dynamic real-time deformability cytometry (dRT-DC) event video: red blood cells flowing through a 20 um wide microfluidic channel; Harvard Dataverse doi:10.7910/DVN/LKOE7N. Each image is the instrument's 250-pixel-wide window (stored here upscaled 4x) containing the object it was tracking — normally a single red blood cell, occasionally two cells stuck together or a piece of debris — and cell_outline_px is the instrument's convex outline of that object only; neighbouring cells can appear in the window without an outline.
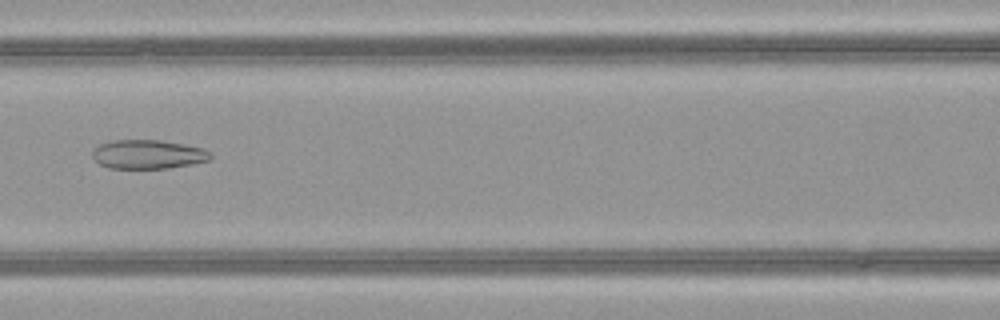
{"species": "common noctule bat (a hibernating species)", "species_latin": "Nyctalus noctula", "temperature_condition": "warm", "stored_images_in_passage": 45, "camera_frame_rate_fps": 3000, "um_per_image_px": 0.085, "animal": {"sex": "female", "body_mass_g": 21.9}, "frame": {"image": 1, "passage_image": 23, "time_ms": 7.333, "image_size_px": [1000, 320], "cell_outline_px": [[212, 156], [208, 160], [192, 164], [168, 168], [108, 168], [100, 164], [92, 156], [92, 148], [100, 144], [112, 140], [160, 140], [184, 144], [204, 148], [212, 152]], "centroid_in_image_um": [12.58, 13.11], "position_along_channel_um": 154.0, "area_um2": 20.06}}
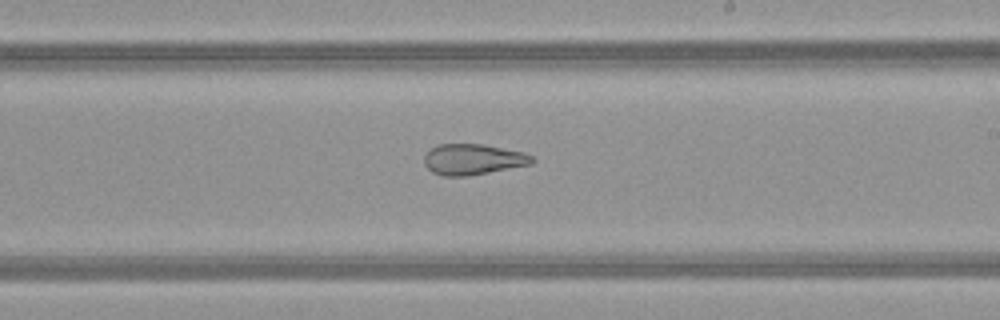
{"frame": {"image": 2, "passage_image": 30, "time_ms": 9.667, "image_size_px": [1000, 320], "cell_outline_px": [[536, 160], [532, 164], [468, 176], [444, 176], [432, 172], [424, 164], [424, 156], [432, 148], [440, 144], [484, 144], [524, 152], [532, 156]], "centroid_in_image_um": [40.23, 13.55], "position_along_channel_um": 248.8, "area_um2": 19.36}}
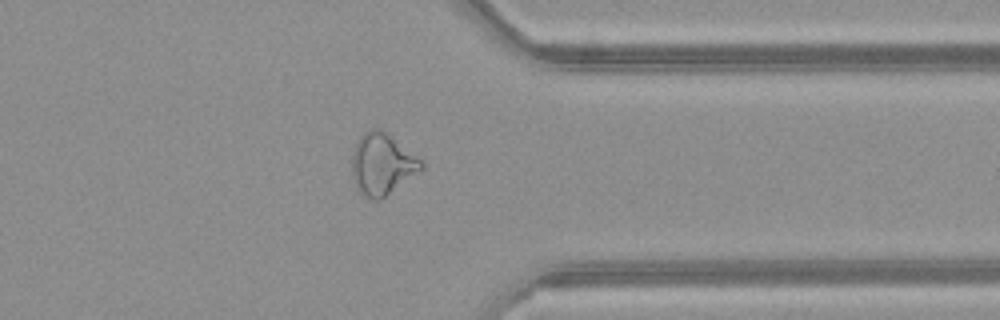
{"frame": {"image": 3, "passage_image": 40, "time_ms": 13.0, "image_size_px": [1000, 320], "cell_outline_px": [[424, 168], [380, 200], [372, 200], [360, 192], [356, 188], [352, 176], [352, 152], [360, 136], [364, 132], [372, 128], [380, 128], [420, 160], [424, 164]], "centroid_in_image_um": [32.44, 13.97], "position_along_channel_um": 379.0, "area_um2": 24.39}, "authors_computed_cell_mechanics": {"area_um2": 25.0274, "velocity_mm_per_s": 4.0628, "shape_relaxation_time_tau1_ms": null, "shape_relaxation_time_tau2_ms": 2.1381, "deformation_change_tau1": null, "deformation_change_tau2": 0.1112}}